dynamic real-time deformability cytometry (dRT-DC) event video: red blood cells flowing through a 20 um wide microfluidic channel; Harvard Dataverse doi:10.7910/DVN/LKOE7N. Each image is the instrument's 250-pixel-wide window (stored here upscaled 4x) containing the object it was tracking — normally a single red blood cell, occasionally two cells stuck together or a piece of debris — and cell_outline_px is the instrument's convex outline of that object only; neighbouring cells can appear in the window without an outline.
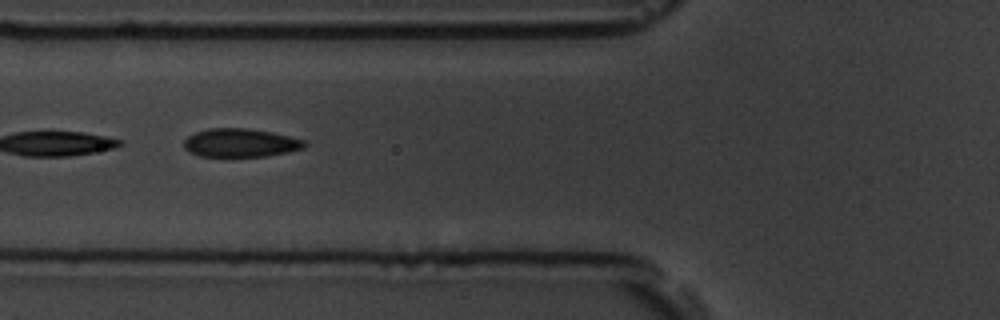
{"species": "common noctule bat (a hibernating species)", "species_latin": "Nyctalus noctula", "temperature_condition": "room temperature", "stored_images_in_passage": 7, "camera_frame_rate_fps": 3000, "um_per_image_px": 0.085, "animal": {"sex": "male", "body_mass_g": 19.5, "forearm_length_mm": 54.6}, "frame": {"image": 1, "passage_image": 6, "time_ms": 5.667, "image_size_px": [1000, 320], "cell_outline_px": [[308, 144], [304, 148], [288, 152], [264, 156], [200, 156], [188, 152], [184, 148], [184, 140], [188, 136], [196, 132], [208, 128], [248, 128], [272, 132], [304, 140]], "centroid_in_image_um": [20.43, 12.13], "position_along_channel_um": 105.4, "area_um2": 20.0}}
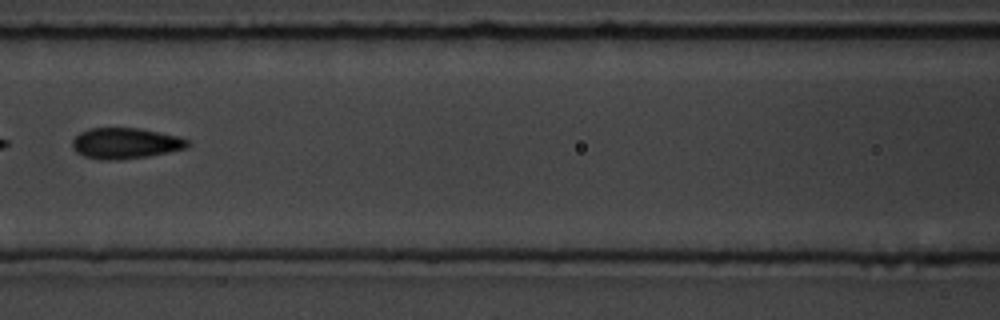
{"frame": {"image": 2, "passage_image": 7, "time_ms": 7.0, "image_size_px": [1000, 320], "cell_outline_px": [[192, 144], [188, 148], [148, 156], [120, 160], [100, 160], [84, 156], [76, 152], [72, 148], [72, 140], [80, 132], [88, 128], [140, 128], [180, 136], [188, 140]], "centroid_in_image_um": [10.68, 12.18], "position_along_channel_um": 155.9, "area_um2": 21.04}}